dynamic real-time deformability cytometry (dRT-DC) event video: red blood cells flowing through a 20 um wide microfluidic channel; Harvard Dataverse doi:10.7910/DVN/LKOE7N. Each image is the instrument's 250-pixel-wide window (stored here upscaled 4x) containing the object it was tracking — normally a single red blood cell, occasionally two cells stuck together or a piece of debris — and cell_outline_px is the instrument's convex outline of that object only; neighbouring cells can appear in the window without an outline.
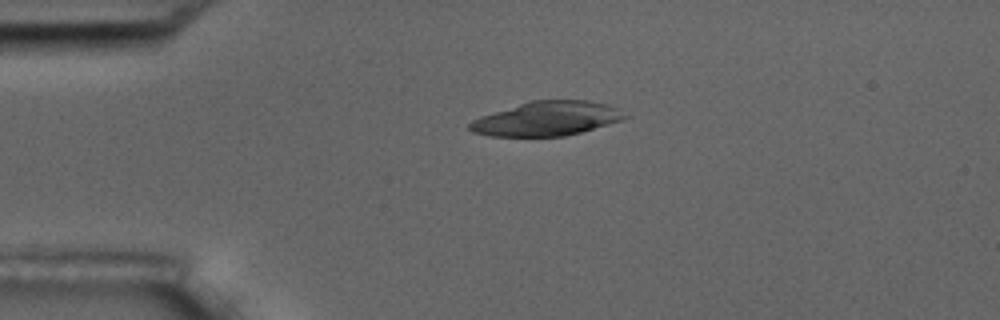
{"species": "common noctule bat (a hibernating species)", "species_latin": "Nyctalus noctula", "temperature_condition": "room temperature", "stored_images_in_passage": 2, "camera_frame_rate_fps": 3000, "um_per_image_px": 0.085, "animal": {"sex": "male", "body_mass_g": 17.5, "forearm_length_mm": 52.3}, "frame": {"image": 1, "passage_image": 1, "time_ms": 0.0, "image_size_px": [1000, 320], "cell_outline_px": [[632, 116], [608, 124], [580, 132], [564, 136], [488, 136], [472, 132], [468, 128], [468, 124], [472, 120], [480, 116], [532, 100], [588, 100], [608, 104], [620, 108]], "centroid_in_image_um": [46.51, 10.08], "position_along_channel_um": 38.5, "area_um2": 31.1}}